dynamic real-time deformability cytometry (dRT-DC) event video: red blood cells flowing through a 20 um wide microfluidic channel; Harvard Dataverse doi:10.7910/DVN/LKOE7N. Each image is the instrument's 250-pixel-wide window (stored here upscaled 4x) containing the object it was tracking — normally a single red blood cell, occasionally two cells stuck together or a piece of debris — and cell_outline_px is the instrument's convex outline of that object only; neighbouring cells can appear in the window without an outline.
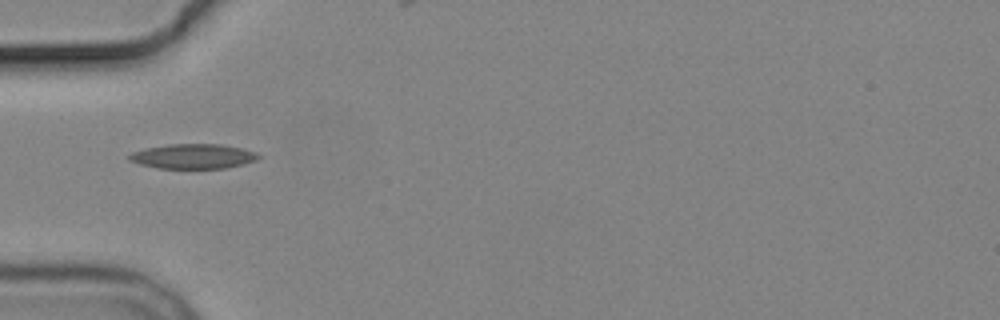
{"species": "common noctule bat (a hibernating species)", "species_latin": "Nyctalus noctula", "temperature_condition": "cold", "stored_images_in_passage": 10, "camera_frame_rate_fps": 3000, "um_per_image_px": 0.085, "animal": {"sex": "male", "body_mass_g": 19.2, "forearm_length_mm": 51.8}, "frame": {"image": 1, "passage_image": 5, "time_ms": 6.333, "image_size_px": [1000, 320], "cell_outline_px": [[260, 156], [256, 160], [244, 164], [224, 168], [156, 168], [140, 164], [128, 160], [128, 156], [132, 152], [144, 148], [168, 144], [220, 144], [240, 148], [256, 152]], "centroid_in_image_um": [16.38, 13.28], "position_along_channel_um": 68.6, "area_um2": 18.61}}
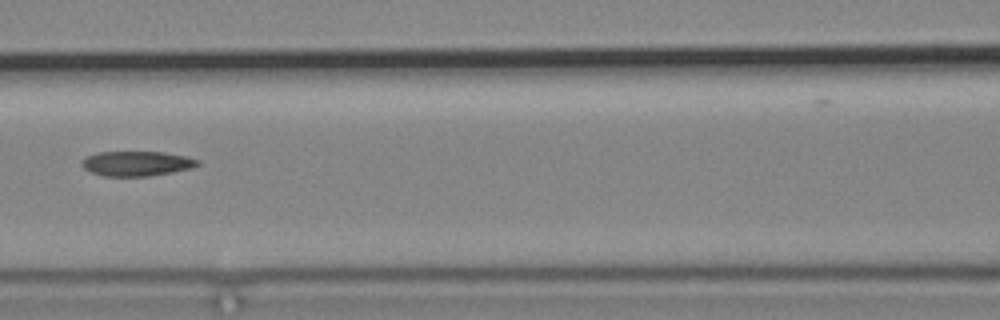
{"frame": {"image": 2, "passage_image": 7, "time_ms": 8.667, "image_size_px": [1000, 320], "cell_outline_px": [[200, 164], [192, 168], [172, 172], [148, 176], [104, 176], [92, 172], [84, 168], [80, 164], [80, 160], [88, 156], [100, 152], [164, 152], [184, 156], [200, 160]], "centroid_in_image_um": [11.62, 13.9], "position_along_channel_um": 155.0, "area_um2": 16.7}}
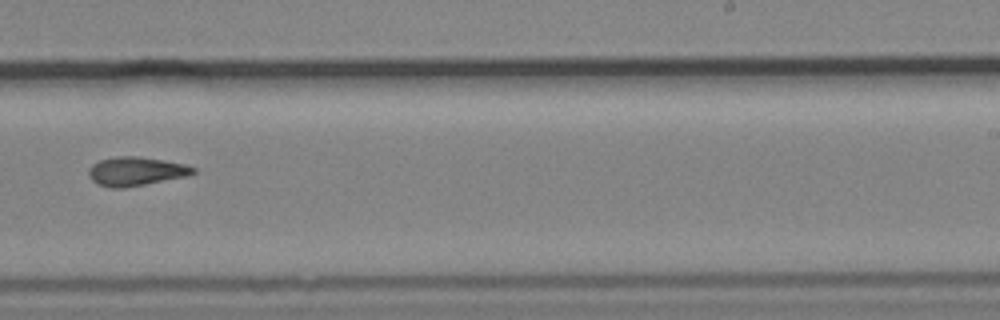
{"frame": {"image": 3, "passage_image": 10, "time_ms": 12.0, "image_size_px": [1000, 320], "cell_outline_px": [[196, 172], [188, 176], [124, 188], [112, 188], [100, 184], [92, 180], [88, 176], [88, 168], [92, 164], [100, 160], [116, 156], [140, 156], [184, 164], [196, 168]], "centroid_in_image_um": [11.55, 14.56], "position_along_channel_um": 277.5, "area_um2": 17.57}}